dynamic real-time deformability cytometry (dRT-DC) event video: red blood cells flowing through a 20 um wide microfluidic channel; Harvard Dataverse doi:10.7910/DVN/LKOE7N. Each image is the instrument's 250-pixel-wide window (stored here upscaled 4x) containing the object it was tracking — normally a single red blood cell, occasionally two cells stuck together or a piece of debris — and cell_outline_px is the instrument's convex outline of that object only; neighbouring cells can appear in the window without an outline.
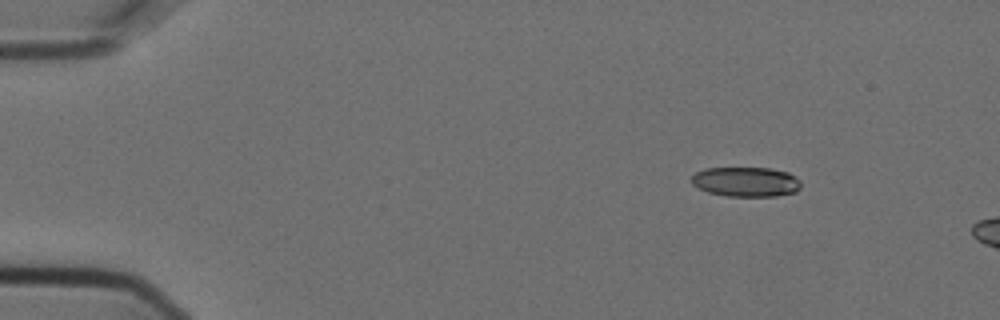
{"species": "Egyptian fruit bat (a non-hibernating species)", "species_latin": "Rousettus aegyptiacus", "temperature_condition": "cold", "stored_images_in_passage": 3, "camera_frame_rate_fps": 3000, "um_per_image_px": 0.085, "animal": {"sex": "female"}, "frame": {"image": 1, "passage_image": 1, "time_ms": 0.0, "image_size_px": [1000, 320], "cell_outline_px": [[800, 188], [796, 192], [776, 196], [728, 196], [708, 192], [692, 184], [692, 176], [696, 172], [704, 168], [772, 168], [788, 172], [796, 176], [800, 180]], "centroid_in_image_um": [63.44, 15.45], "position_along_channel_um": 21.6, "area_um2": 19.02}}